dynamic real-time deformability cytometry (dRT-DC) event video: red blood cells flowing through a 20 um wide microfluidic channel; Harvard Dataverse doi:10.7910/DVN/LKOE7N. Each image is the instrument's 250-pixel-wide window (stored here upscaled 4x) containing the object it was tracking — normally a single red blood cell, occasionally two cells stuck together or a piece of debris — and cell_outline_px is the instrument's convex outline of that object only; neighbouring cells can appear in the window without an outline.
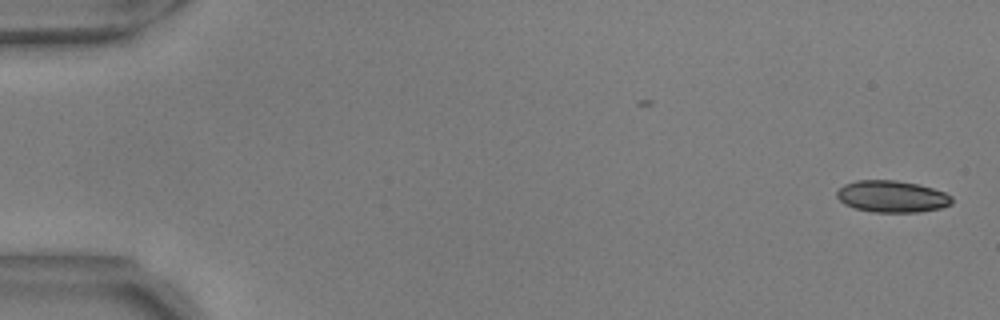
{"species": "common noctule bat (a hibernating species)", "species_latin": "Nyctalus noctula", "temperature_condition": "warm", "stored_images_in_passage": 54, "camera_frame_rate_fps": 3000, "um_per_image_px": 0.085, "animal": {"sex": "male", "body_mass_g": 17.9, "forearm_length_mm": 54.2}, "frame": {"image": 1, "passage_image": 1, "time_ms": 0.0, "image_size_px": [1000, 320], "cell_outline_px": [[952, 204], [940, 208], [920, 212], [872, 212], [856, 208], [844, 204], [836, 196], [836, 192], [844, 184], [856, 180], [896, 180], [920, 184], [944, 192], [952, 196]], "centroid_in_image_um": [75.82, 16.69], "position_along_channel_um": 9.2, "area_um2": 21.39}}
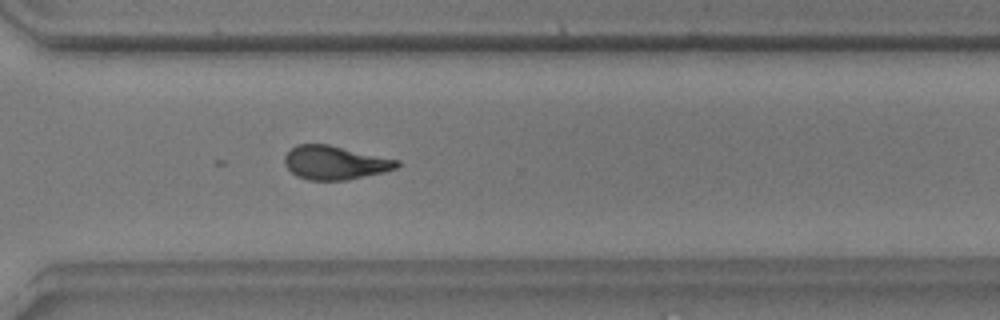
{"frame": {"image": 2, "passage_image": 40, "time_ms": 13.0, "image_size_px": [1000, 320], "cell_outline_px": [[400, 164], [396, 168], [384, 172], [348, 180], [308, 180], [296, 176], [284, 164], [284, 156], [296, 144], [328, 144], [400, 160]], "centroid_in_image_um": [28.47, 13.83], "position_along_channel_um": 342.1, "area_um2": 22.14}}
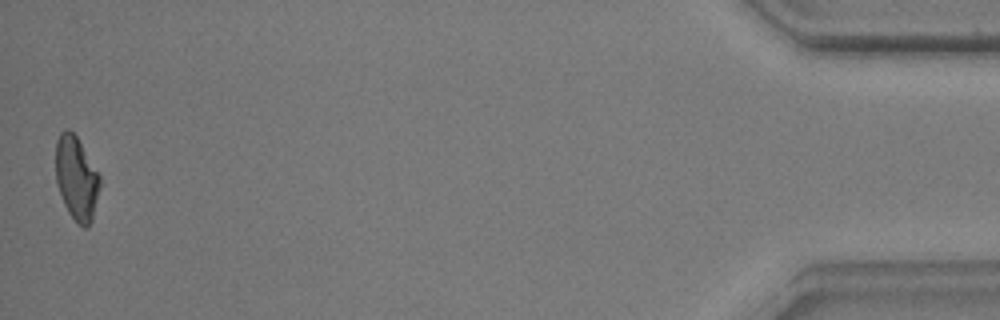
{"frame": {"image": 3, "passage_image": 54, "time_ms": 17.667, "image_size_px": [1000, 320], "cell_outline_px": [[100, 188], [92, 220], [88, 228], [84, 228], [68, 212], [64, 204], [56, 184], [56, 140], [60, 132], [64, 128], [68, 128], [76, 136], [100, 176]], "centroid_in_image_um": [6.49, 15.14], "position_along_channel_um": 428.7, "area_um2": 21.44}}